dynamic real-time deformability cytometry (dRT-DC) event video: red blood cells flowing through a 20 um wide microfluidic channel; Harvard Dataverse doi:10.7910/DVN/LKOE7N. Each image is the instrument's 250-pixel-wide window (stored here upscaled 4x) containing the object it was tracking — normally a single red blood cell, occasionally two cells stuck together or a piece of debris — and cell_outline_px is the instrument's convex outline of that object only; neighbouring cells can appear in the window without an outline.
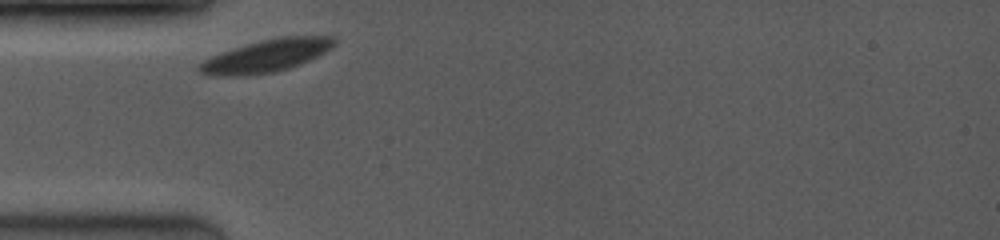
{"species": "common noctule bat (a hibernating species)", "species_latin": "Nyctalus noctula", "temperature_condition": "room temperature", "stored_images_in_passage": 9, "camera_frame_rate_fps": 3500, "um_per_image_px": 0.085, "animal": {"sex": "female", "body_mass_g": 19.0, "forearm_length_mm": 53.3}, "frame": {"image": 1, "passage_image": 1, "time_ms": 0.0, "image_size_px": [1000, 240], "cell_outline_px": [[336, 44], [332, 48], [300, 64], [288, 68], [272, 72], [244, 76], [212, 76], [200, 72], [196, 68], [196, 64], [220, 52], [248, 44], [280, 36], [332, 36], [336, 40]], "centroid_in_image_um": [22.61, 4.75], "position_along_channel_um": 62.4, "area_um2": 25.43}}
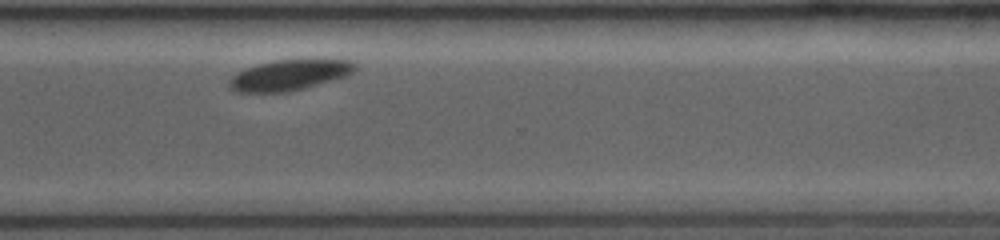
{"frame": {"image": 2, "passage_image": 8, "time_ms": 7.714, "image_size_px": [1000, 240], "cell_outline_px": [[356, 68], [348, 76], [304, 88], [288, 92], [236, 92], [228, 88], [228, 80], [236, 72], [260, 64], [276, 60], [316, 56], [348, 60], [356, 64]], "centroid_in_image_um": [24.65, 6.33], "position_along_channel_um": 345.9, "area_um2": 23.29}}
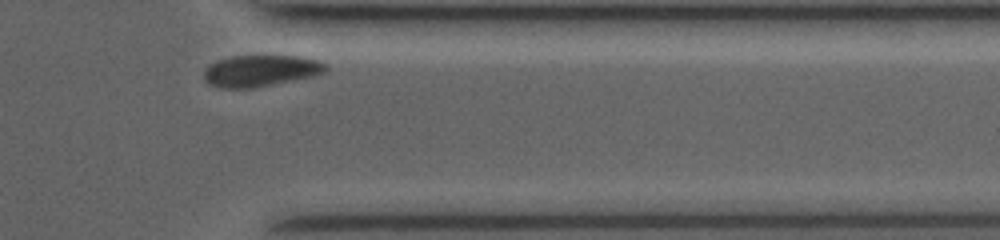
{"frame": {"image": 3, "passage_image": 9, "time_ms": 8.857, "image_size_px": [1000, 240], "cell_outline_px": [[328, 68], [324, 72], [316, 76], [252, 88], [224, 88], [208, 84], [204, 80], [204, 68], [220, 60], [232, 56], [300, 56], [320, 60], [328, 64]], "centroid_in_image_um": [22.2, 6.01], "position_along_channel_um": 389.2, "area_um2": 22.43}}